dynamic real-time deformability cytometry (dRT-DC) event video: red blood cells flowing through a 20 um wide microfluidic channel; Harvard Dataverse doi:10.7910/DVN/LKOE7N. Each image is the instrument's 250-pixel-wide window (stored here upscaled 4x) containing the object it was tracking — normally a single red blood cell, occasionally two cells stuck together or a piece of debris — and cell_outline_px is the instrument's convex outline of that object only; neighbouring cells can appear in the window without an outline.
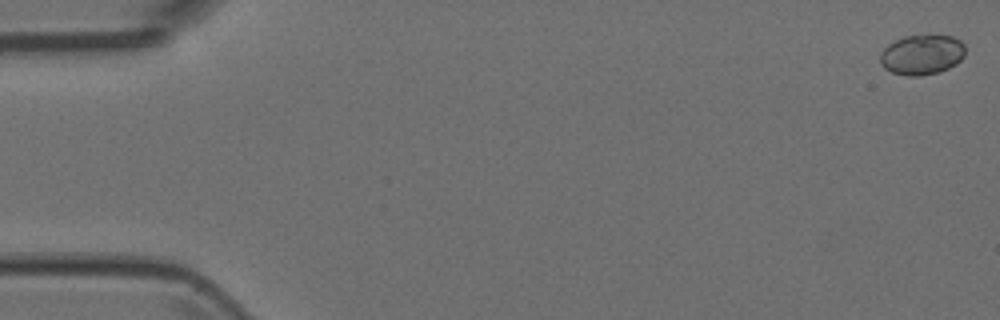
{"species": "Egyptian fruit bat (a non-hibernating species)", "species_latin": "Rousettus aegyptiacus", "temperature_condition": "room temperature", "stored_images_in_passage": 7, "camera_frame_rate_fps": 3000, "um_per_image_px": 0.085, "animal": {"sex": "female"}, "frame": {"image": 1, "passage_image": 1, "time_ms": 0.0, "image_size_px": [1000, 320], "cell_outline_px": [[964, 56], [956, 64], [940, 72], [920, 76], [908, 76], [892, 72], [884, 68], [880, 64], [880, 52], [888, 44], [904, 36], [928, 32], [932, 32], [952, 36], [960, 40], [964, 44]], "centroid_in_image_um": [78.37, 4.6], "position_along_channel_um": 6.6, "area_um2": 20.58}}
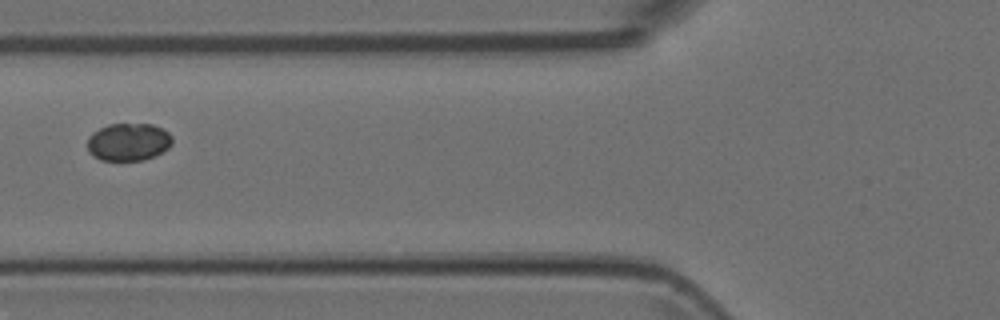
{"frame": {"image": 2, "passage_image": 6, "time_ms": 1.667, "image_size_px": [1000, 320], "cell_outline_px": [[172, 144], [168, 148], [156, 156], [144, 160], [100, 160], [92, 156], [88, 152], [88, 136], [92, 132], [108, 124], [152, 124], [168, 132], [172, 136]], "centroid_in_image_um": [10.91, 12.07], "position_along_channel_um": 114.9, "area_um2": 18.79}}
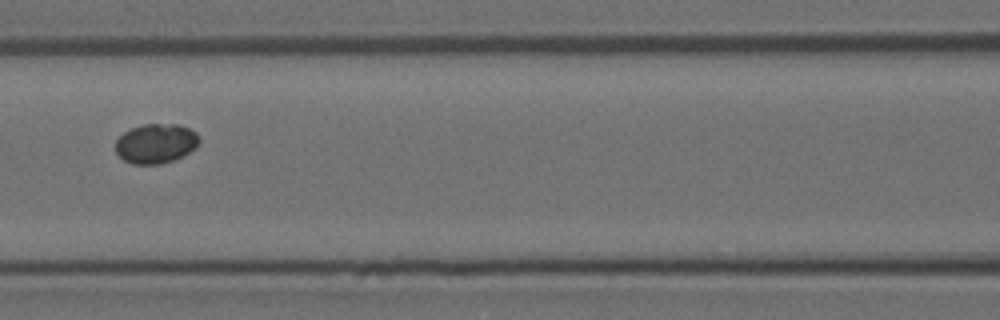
{"frame": {"image": 3, "passage_image": 7, "time_ms": 2.0, "image_size_px": [1000, 320], "cell_outline_px": [[200, 140], [196, 148], [172, 160], [160, 164], [132, 164], [124, 160], [116, 152], [116, 140], [124, 132], [132, 128], [144, 124], [176, 124], [188, 128], [196, 132], [200, 136]], "centroid_in_image_um": [13.25, 12.19], "position_along_channel_um": 153.3, "area_um2": 19.19}}